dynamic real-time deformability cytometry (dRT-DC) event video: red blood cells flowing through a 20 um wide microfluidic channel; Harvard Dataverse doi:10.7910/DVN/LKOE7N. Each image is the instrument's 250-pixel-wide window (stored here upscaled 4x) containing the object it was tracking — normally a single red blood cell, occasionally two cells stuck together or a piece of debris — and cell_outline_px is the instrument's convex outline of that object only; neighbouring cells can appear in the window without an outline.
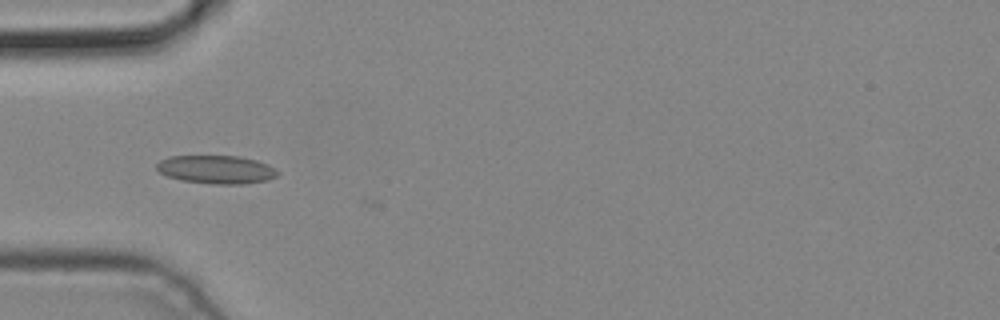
{"species": "common noctule bat (a hibernating species)", "species_latin": "Nyctalus noctula", "temperature_condition": "cold", "stored_images_in_passage": 4, "camera_frame_rate_fps": 3000, "um_per_image_px": 0.085, "animal": {"sex": "male", "body_mass_g": 19.2, "forearm_length_mm": 51.8}, "frame": {"image": 1, "passage_image": 4, "time_ms": 1.0, "image_size_px": [1000, 320], "cell_outline_px": [[280, 172], [276, 176], [268, 180], [240, 184], [212, 184], [180, 180], [168, 176], [160, 172], [156, 168], [156, 164], [160, 160], [168, 156], [240, 156], [256, 160], [268, 164], [276, 168]], "centroid_in_image_um": [18.4, 14.4], "position_along_channel_um": 66.6, "area_um2": 20.06}}